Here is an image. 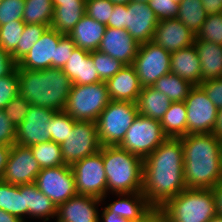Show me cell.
Listing matches in <instances>:
<instances>
[{
	"label": "cell",
	"mask_w": 222,
	"mask_h": 222,
	"mask_svg": "<svg viewBox=\"0 0 222 222\" xmlns=\"http://www.w3.org/2000/svg\"><path fill=\"white\" fill-rule=\"evenodd\" d=\"M115 196L119 198L105 207L132 222L140 221L153 208L142 192L116 193Z\"/></svg>",
	"instance_id": "obj_23"
},
{
	"label": "cell",
	"mask_w": 222,
	"mask_h": 222,
	"mask_svg": "<svg viewBox=\"0 0 222 222\" xmlns=\"http://www.w3.org/2000/svg\"><path fill=\"white\" fill-rule=\"evenodd\" d=\"M106 28V25L101 24L85 13L68 36L73 40L76 47L91 52L98 50Z\"/></svg>",
	"instance_id": "obj_24"
},
{
	"label": "cell",
	"mask_w": 222,
	"mask_h": 222,
	"mask_svg": "<svg viewBox=\"0 0 222 222\" xmlns=\"http://www.w3.org/2000/svg\"><path fill=\"white\" fill-rule=\"evenodd\" d=\"M71 168L75 177L77 195H90L104 202V199L108 196L102 147L96 154L87 156L74 163Z\"/></svg>",
	"instance_id": "obj_9"
},
{
	"label": "cell",
	"mask_w": 222,
	"mask_h": 222,
	"mask_svg": "<svg viewBox=\"0 0 222 222\" xmlns=\"http://www.w3.org/2000/svg\"><path fill=\"white\" fill-rule=\"evenodd\" d=\"M138 114L137 104L111 100L96 120L102 146H118Z\"/></svg>",
	"instance_id": "obj_7"
},
{
	"label": "cell",
	"mask_w": 222,
	"mask_h": 222,
	"mask_svg": "<svg viewBox=\"0 0 222 222\" xmlns=\"http://www.w3.org/2000/svg\"><path fill=\"white\" fill-rule=\"evenodd\" d=\"M208 17L201 0H181L177 19L182 22L193 34H197L201 25Z\"/></svg>",
	"instance_id": "obj_31"
},
{
	"label": "cell",
	"mask_w": 222,
	"mask_h": 222,
	"mask_svg": "<svg viewBox=\"0 0 222 222\" xmlns=\"http://www.w3.org/2000/svg\"><path fill=\"white\" fill-rule=\"evenodd\" d=\"M186 188L182 141L167 138L144 159L142 193L153 208H161Z\"/></svg>",
	"instance_id": "obj_1"
},
{
	"label": "cell",
	"mask_w": 222,
	"mask_h": 222,
	"mask_svg": "<svg viewBox=\"0 0 222 222\" xmlns=\"http://www.w3.org/2000/svg\"><path fill=\"white\" fill-rule=\"evenodd\" d=\"M24 201L27 207L26 218H37L47 222L57 216V206L37 188L35 183L24 184Z\"/></svg>",
	"instance_id": "obj_26"
},
{
	"label": "cell",
	"mask_w": 222,
	"mask_h": 222,
	"mask_svg": "<svg viewBox=\"0 0 222 222\" xmlns=\"http://www.w3.org/2000/svg\"><path fill=\"white\" fill-rule=\"evenodd\" d=\"M15 141L16 128L7 118L5 111L0 109V144L12 146Z\"/></svg>",
	"instance_id": "obj_48"
},
{
	"label": "cell",
	"mask_w": 222,
	"mask_h": 222,
	"mask_svg": "<svg viewBox=\"0 0 222 222\" xmlns=\"http://www.w3.org/2000/svg\"><path fill=\"white\" fill-rule=\"evenodd\" d=\"M139 45L126 29L107 27L98 51L110 55L124 65H132Z\"/></svg>",
	"instance_id": "obj_19"
},
{
	"label": "cell",
	"mask_w": 222,
	"mask_h": 222,
	"mask_svg": "<svg viewBox=\"0 0 222 222\" xmlns=\"http://www.w3.org/2000/svg\"><path fill=\"white\" fill-rule=\"evenodd\" d=\"M137 222H169V220L160 208H152L151 211Z\"/></svg>",
	"instance_id": "obj_53"
},
{
	"label": "cell",
	"mask_w": 222,
	"mask_h": 222,
	"mask_svg": "<svg viewBox=\"0 0 222 222\" xmlns=\"http://www.w3.org/2000/svg\"><path fill=\"white\" fill-rule=\"evenodd\" d=\"M90 55L98 72L99 79L103 82L117 74L124 66L119 60L98 50L91 51Z\"/></svg>",
	"instance_id": "obj_36"
},
{
	"label": "cell",
	"mask_w": 222,
	"mask_h": 222,
	"mask_svg": "<svg viewBox=\"0 0 222 222\" xmlns=\"http://www.w3.org/2000/svg\"><path fill=\"white\" fill-rule=\"evenodd\" d=\"M54 6L52 0H25L23 22L51 26Z\"/></svg>",
	"instance_id": "obj_32"
},
{
	"label": "cell",
	"mask_w": 222,
	"mask_h": 222,
	"mask_svg": "<svg viewBox=\"0 0 222 222\" xmlns=\"http://www.w3.org/2000/svg\"><path fill=\"white\" fill-rule=\"evenodd\" d=\"M96 82H101V80L99 79L98 72L89 53L85 61H83L82 85H89Z\"/></svg>",
	"instance_id": "obj_49"
},
{
	"label": "cell",
	"mask_w": 222,
	"mask_h": 222,
	"mask_svg": "<svg viewBox=\"0 0 222 222\" xmlns=\"http://www.w3.org/2000/svg\"><path fill=\"white\" fill-rule=\"evenodd\" d=\"M213 133L222 138V108L218 109L216 124Z\"/></svg>",
	"instance_id": "obj_59"
},
{
	"label": "cell",
	"mask_w": 222,
	"mask_h": 222,
	"mask_svg": "<svg viewBox=\"0 0 222 222\" xmlns=\"http://www.w3.org/2000/svg\"><path fill=\"white\" fill-rule=\"evenodd\" d=\"M133 1L142 2V3H148L149 2V0H133Z\"/></svg>",
	"instance_id": "obj_63"
},
{
	"label": "cell",
	"mask_w": 222,
	"mask_h": 222,
	"mask_svg": "<svg viewBox=\"0 0 222 222\" xmlns=\"http://www.w3.org/2000/svg\"><path fill=\"white\" fill-rule=\"evenodd\" d=\"M203 8L210 14H219L222 13V0H201Z\"/></svg>",
	"instance_id": "obj_54"
},
{
	"label": "cell",
	"mask_w": 222,
	"mask_h": 222,
	"mask_svg": "<svg viewBox=\"0 0 222 222\" xmlns=\"http://www.w3.org/2000/svg\"><path fill=\"white\" fill-rule=\"evenodd\" d=\"M187 134L213 133L218 108L200 86H194L185 99Z\"/></svg>",
	"instance_id": "obj_13"
},
{
	"label": "cell",
	"mask_w": 222,
	"mask_h": 222,
	"mask_svg": "<svg viewBox=\"0 0 222 222\" xmlns=\"http://www.w3.org/2000/svg\"><path fill=\"white\" fill-rule=\"evenodd\" d=\"M167 138L160 121L137 114L118 146L144 160Z\"/></svg>",
	"instance_id": "obj_8"
},
{
	"label": "cell",
	"mask_w": 222,
	"mask_h": 222,
	"mask_svg": "<svg viewBox=\"0 0 222 222\" xmlns=\"http://www.w3.org/2000/svg\"><path fill=\"white\" fill-rule=\"evenodd\" d=\"M40 171L41 167L34 158L31 148L15 143L11 147L1 180L17 186L35 183Z\"/></svg>",
	"instance_id": "obj_14"
},
{
	"label": "cell",
	"mask_w": 222,
	"mask_h": 222,
	"mask_svg": "<svg viewBox=\"0 0 222 222\" xmlns=\"http://www.w3.org/2000/svg\"><path fill=\"white\" fill-rule=\"evenodd\" d=\"M148 6L154 11L157 19L176 18L179 3L173 0H149Z\"/></svg>",
	"instance_id": "obj_44"
},
{
	"label": "cell",
	"mask_w": 222,
	"mask_h": 222,
	"mask_svg": "<svg viewBox=\"0 0 222 222\" xmlns=\"http://www.w3.org/2000/svg\"><path fill=\"white\" fill-rule=\"evenodd\" d=\"M171 53L153 41L139 45L138 53L132 66L142 87L153 84L164 75L170 73Z\"/></svg>",
	"instance_id": "obj_11"
},
{
	"label": "cell",
	"mask_w": 222,
	"mask_h": 222,
	"mask_svg": "<svg viewBox=\"0 0 222 222\" xmlns=\"http://www.w3.org/2000/svg\"><path fill=\"white\" fill-rule=\"evenodd\" d=\"M65 35L48 27L31 50L18 63V69L44 70L55 67V53L59 41Z\"/></svg>",
	"instance_id": "obj_16"
},
{
	"label": "cell",
	"mask_w": 222,
	"mask_h": 222,
	"mask_svg": "<svg viewBox=\"0 0 222 222\" xmlns=\"http://www.w3.org/2000/svg\"><path fill=\"white\" fill-rule=\"evenodd\" d=\"M103 210H101V214H99V216H101V218H99V222H132L130 220H127L121 216H118L115 213H112L111 211H109L106 207L102 208Z\"/></svg>",
	"instance_id": "obj_55"
},
{
	"label": "cell",
	"mask_w": 222,
	"mask_h": 222,
	"mask_svg": "<svg viewBox=\"0 0 222 222\" xmlns=\"http://www.w3.org/2000/svg\"><path fill=\"white\" fill-rule=\"evenodd\" d=\"M100 203L97 197L76 195L57 207L56 222H99Z\"/></svg>",
	"instance_id": "obj_20"
},
{
	"label": "cell",
	"mask_w": 222,
	"mask_h": 222,
	"mask_svg": "<svg viewBox=\"0 0 222 222\" xmlns=\"http://www.w3.org/2000/svg\"><path fill=\"white\" fill-rule=\"evenodd\" d=\"M0 222H24L19 217L0 209Z\"/></svg>",
	"instance_id": "obj_58"
},
{
	"label": "cell",
	"mask_w": 222,
	"mask_h": 222,
	"mask_svg": "<svg viewBox=\"0 0 222 222\" xmlns=\"http://www.w3.org/2000/svg\"><path fill=\"white\" fill-rule=\"evenodd\" d=\"M110 101L106 82L72 85L64 110L74 120L96 122Z\"/></svg>",
	"instance_id": "obj_6"
},
{
	"label": "cell",
	"mask_w": 222,
	"mask_h": 222,
	"mask_svg": "<svg viewBox=\"0 0 222 222\" xmlns=\"http://www.w3.org/2000/svg\"><path fill=\"white\" fill-rule=\"evenodd\" d=\"M10 214L19 217L22 221H25L27 216V207H25L24 201V185L12 184V201Z\"/></svg>",
	"instance_id": "obj_46"
},
{
	"label": "cell",
	"mask_w": 222,
	"mask_h": 222,
	"mask_svg": "<svg viewBox=\"0 0 222 222\" xmlns=\"http://www.w3.org/2000/svg\"><path fill=\"white\" fill-rule=\"evenodd\" d=\"M31 104L19 94L5 106L7 118L17 128L24 120Z\"/></svg>",
	"instance_id": "obj_42"
},
{
	"label": "cell",
	"mask_w": 222,
	"mask_h": 222,
	"mask_svg": "<svg viewBox=\"0 0 222 222\" xmlns=\"http://www.w3.org/2000/svg\"><path fill=\"white\" fill-rule=\"evenodd\" d=\"M195 38L222 46V13L208 15Z\"/></svg>",
	"instance_id": "obj_38"
},
{
	"label": "cell",
	"mask_w": 222,
	"mask_h": 222,
	"mask_svg": "<svg viewBox=\"0 0 222 222\" xmlns=\"http://www.w3.org/2000/svg\"><path fill=\"white\" fill-rule=\"evenodd\" d=\"M217 215L222 216V180L212 188Z\"/></svg>",
	"instance_id": "obj_57"
},
{
	"label": "cell",
	"mask_w": 222,
	"mask_h": 222,
	"mask_svg": "<svg viewBox=\"0 0 222 222\" xmlns=\"http://www.w3.org/2000/svg\"><path fill=\"white\" fill-rule=\"evenodd\" d=\"M56 111L31 105L25 120L16 128V144L32 146L51 141L49 121Z\"/></svg>",
	"instance_id": "obj_15"
},
{
	"label": "cell",
	"mask_w": 222,
	"mask_h": 222,
	"mask_svg": "<svg viewBox=\"0 0 222 222\" xmlns=\"http://www.w3.org/2000/svg\"><path fill=\"white\" fill-rule=\"evenodd\" d=\"M47 28V25L42 24H25V29L22 32L16 50L11 54L12 59L18 63L25 57Z\"/></svg>",
	"instance_id": "obj_34"
},
{
	"label": "cell",
	"mask_w": 222,
	"mask_h": 222,
	"mask_svg": "<svg viewBox=\"0 0 222 222\" xmlns=\"http://www.w3.org/2000/svg\"><path fill=\"white\" fill-rule=\"evenodd\" d=\"M60 147L64 164L68 166L96 154L102 147L96 122L76 120L73 129Z\"/></svg>",
	"instance_id": "obj_10"
},
{
	"label": "cell",
	"mask_w": 222,
	"mask_h": 222,
	"mask_svg": "<svg viewBox=\"0 0 222 222\" xmlns=\"http://www.w3.org/2000/svg\"><path fill=\"white\" fill-rule=\"evenodd\" d=\"M85 14V3H63L54 7L51 28L68 35Z\"/></svg>",
	"instance_id": "obj_28"
},
{
	"label": "cell",
	"mask_w": 222,
	"mask_h": 222,
	"mask_svg": "<svg viewBox=\"0 0 222 222\" xmlns=\"http://www.w3.org/2000/svg\"><path fill=\"white\" fill-rule=\"evenodd\" d=\"M89 53L87 50L76 47L72 52V56L62 68L73 85H82L83 61H85Z\"/></svg>",
	"instance_id": "obj_39"
},
{
	"label": "cell",
	"mask_w": 222,
	"mask_h": 222,
	"mask_svg": "<svg viewBox=\"0 0 222 222\" xmlns=\"http://www.w3.org/2000/svg\"><path fill=\"white\" fill-rule=\"evenodd\" d=\"M114 6L111 0H86L85 13L101 24L107 25Z\"/></svg>",
	"instance_id": "obj_40"
},
{
	"label": "cell",
	"mask_w": 222,
	"mask_h": 222,
	"mask_svg": "<svg viewBox=\"0 0 222 222\" xmlns=\"http://www.w3.org/2000/svg\"><path fill=\"white\" fill-rule=\"evenodd\" d=\"M180 139L187 188L215 187L222 180V138L214 133H202L187 134Z\"/></svg>",
	"instance_id": "obj_2"
},
{
	"label": "cell",
	"mask_w": 222,
	"mask_h": 222,
	"mask_svg": "<svg viewBox=\"0 0 222 222\" xmlns=\"http://www.w3.org/2000/svg\"><path fill=\"white\" fill-rule=\"evenodd\" d=\"M114 4H128L132 0H111Z\"/></svg>",
	"instance_id": "obj_61"
},
{
	"label": "cell",
	"mask_w": 222,
	"mask_h": 222,
	"mask_svg": "<svg viewBox=\"0 0 222 222\" xmlns=\"http://www.w3.org/2000/svg\"><path fill=\"white\" fill-rule=\"evenodd\" d=\"M30 148L41 169L65 165L61 147L56 142L37 143L30 146Z\"/></svg>",
	"instance_id": "obj_33"
},
{
	"label": "cell",
	"mask_w": 222,
	"mask_h": 222,
	"mask_svg": "<svg viewBox=\"0 0 222 222\" xmlns=\"http://www.w3.org/2000/svg\"><path fill=\"white\" fill-rule=\"evenodd\" d=\"M158 21L148 3L132 0L127 4L125 29L139 44L152 41Z\"/></svg>",
	"instance_id": "obj_17"
},
{
	"label": "cell",
	"mask_w": 222,
	"mask_h": 222,
	"mask_svg": "<svg viewBox=\"0 0 222 222\" xmlns=\"http://www.w3.org/2000/svg\"><path fill=\"white\" fill-rule=\"evenodd\" d=\"M110 99L136 103L142 90L139 77L132 65H124L121 70L106 81Z\"/></svg>",
	"instance_id": "obj_21"
},
{
	"label": "cell",
	"mask_w": 222,
	"mask_h": 222,
	"mask_svg": "<svg viewBox=\"0 0 222 222\" xmlns=\"http://www.w3.org/2000/svg\"><path fill=\"white\" fill-rule=\"evenodd\" d=\"M25 0H2L0 3V26L11 21H23Z\"/></svg>",
	"instance_id": "obj_43"
},
{
	"label": "cell",
	"mask_w": 222,
	"mask_h": 222,
	"mask_svg": "<svg viewBox=\"0 0 222 222\" xmlns=\"http://www.w3.org/2000/svg\"><path fill=\"white\" fill-rule=\"evenodd\" d=\"M86 0H52L53 6L57 7L63 3H85Z\"/></svg>",
	"instance_id": "obj_60"
},
{
	"label": "cell",
	"mask_w": 222,
	"mask_h": 222,
	"mask_svg": "<svg viewBox=\"0 0 222 222\" xmlns=\"http://www.w3.org/2000/svg\"><path fill=\"white\" fill-rule=\"evenodd\" d=\"M75 48L76 45L73 40L68 35H65L56 47L55 68L62 69L68 59H70V56H72V52Z\"/></svg>",
	"instance_id": "obj_45"
},
{
	"label": "cell",
	"mask_w": 222,
	"mask_h": 222,
	"mask_svg": "<svg viewBox=\"0 0 222 222\" xmlns=\"http://www.w3.org/2000/svg\"><path fill=\"white\" fill-rule=\"evenodd\" d=\"M169 222H209L216 206L212 189H184L161 208Z\"/></svg>",
	"instance_id": "obj_5"
},
{
	"label": "cell",
	"mask_w": 222,
	"mask_h": 222,
	"mask_svg": "<svg viewBox=\"0 0 222 222\" xmlns=\"http://www.w3.org/2000/svg\"><path fill=\"white\" fill-rule=\"evenodd\" d=\"M19 94L18 68L10 75L0 77V109L5 106Z\"/></svg>",
	"instance_id": "obj_41"
},
{
	"label": "cell",
	"mask_w": 222,
	"mask_h": 222,
	"mask_svg": "<svg viewBox=\"0 0 222 222\" xmlns=\"http://www.w3.org/2000/svg\"><path fill=\"white\" fill-rule=\"evenodd\" d=\"M170 73L199 86L202 82L201 64L194 44L171 53Z\"/></svg>",
	"instance_id": "obj_22"
},
{
	"label": "cell",
	"mask_w": 222,
	"mask_h": 222,
	"mask_svg": "<svg viewBox=\"0 0 222 222\" xmlns=\"http://www.w3.org/2000/svg\"><path fill=\"white\" fill-rule=\"evenodd\" d=\"M75 121L65 110L56 111L49 121L51 141L59 145L64 143Z\"/></svg>",
	"instance_id": "obj_35"
},
{
	"label": "cell",
	"mask_w": 222,
	"mask_h": 222,
	"mask_svg": "<svg viewBox=\"0 0 222 222\" xmlns=\"http://www.w3.org/2000/svg\"><path fill=\"white\" fill-rule=\"evenodd\" d=\"M11 147L10 145L0 144V179L3 176L5 166L8 162Z\"/></svg>",
	"instance_id": "obj_56"
},
{
	"label": "cell",
	"mask_w": 222,
	"mask_h": 222,
	"mask_svg": "<svg viewBox=\"0 0 222 222\" xmlns=\"http://www.w3.org/2000/svg\"><path fill=\"white\" fill-rule=\"evenodd\" d=\"M35 184L57 207L77 195L74 173L68 165L41 169Z\"/></svg>",
	"instance_id": "obj_12"
},
{
	"label": "cell",
	"mask_w": 222,
	"mask_h": 222,
	"mask_svg": "<svg viewBox=\"0 0 222 222\" xmlns=\"http://www.w3.org/2000/svg\"><path fill=\"white\" fill-rule=\"evenodd\" d=\"M199 86L218 109L222 108V78L205 80Z\"/></svg>",
	"instance_id": "obj_47"
},
{
	"label": "cell",
	"mask_w": 222,
	"mask_h": 222,
	"mask_svg": "<svg viewBox=\"0 0 222 222\" xmlns=\"http://www.w3.org/2000/svg\"><path fill=\"white\" fill-rule=\"evenodd\" d=\"M17 68V63L10 53L0 47V77L10 75Z\"/></svg>",
	"instance_id": "obj_51"
},
{
	"label": "cell",
	"mask_w": 222,
	"mask_h": 222,
	"mask_svg": "<svg viewBox=\"0 0 222 222\" xmlns=\"http://www.w3.org/2000/svg\"><path fill=\"white\" fill-rule=\"evenodd\" d=\"M194 46L201 64L202 82L222 78V46L195 38Z\"/></svg>",
	"instance_id": "obj_25"
},
{
	"label": "cell",
	"mask_w": 222,
	"mask_h": 222,
	"mask_svg": "<svg viewBox=\"0 0 222 222\" xmlns=\"http://www.w3.org/2000/svg\"><path fill=\"white\" fill-rule=\"evenodd\" d=\"M170 99L152 86L142 87L136 102L138 114L161 121L171 105Z\"/></svg>",
	"instance_id": "obj_27"
},
{
	"label": "cell",
	"mask_w": 222,
	"mask_h": 222,
	"mask_svg": "<svg viewBox=\"0 0 222 222\" xmlns=\"http://www.w3.org/2000/svg\"><path fill=\"white\" fill-rule=\"evenodd\" d=\"M152 87L165 94L171 102H182L188 97L194 85L176 74L168 73L161 76Z\"/></svg>",
	"instance_id": "obj_30"
},
{
	"label": "cell",
	"mask_w": 222,
	"mask_h": 222,
	"mask_svg": "<svg viewBox=\"0 0 222 222\" xmlns=\"http://www.w3.org/2000/svg\"><path fill=\"white\" fill-rule=\"evenodd\" d=\"M108 193L142 192L144 160L119 146H102Z\"/></svg>",
	"instance_id": "obj_4"
},
{
	"label": "cell",
	"mask_w": 222,
	"mask_h": 222,
	"mask_svg": "<svg viewBox=\"0 0 222 222\" xmlns=\"http://www.w3.org/2000/svg\"><path fill=\"white\" fill-rule=\"evenodd\" d=\"M209 222H222V216L215 215Z\"/></svg>",
	"instance_id": "obj_62"
},
{
	"label": "cell",
	"mask_w": 222,
	"mask_h": 222,
	"mask_svg": "<svg viewBox=\"0 0 222 222\" xmlns=\"http://www.w3.org/2000/svg\"><path fill=\"white\" fill-rule=\"evenodd\" d=\"M160 123L168 138H181L187 135V111L185 102H172Z\"/></svg>",
	"instance_id": "obj_29"
},
{
	"label": "cell",
	"mask_w": 222,
	"mask_h": 222,
	"mask_svg": "<svg viewBox=\"0 0 222 222\" xmlns=\"http://www.w3.org/2000/svg\"><path fill=\"white\" fill-rule=\"evenodd\" d=\"M25 29L23 21H11L0 26V47L12 54L19 43L22 32Z\"/></svg>",
	"instance_id": "obj_37"
},
{
	"label": "cell",
	"mask_w": 222,
	"mask_h": 222,
	"mask_svg": "<svg viewBox=\"0 0 222 222\" xmlns=\"http://www.w3.org/2000/svg\"><path fill=\"white\" fill-rule=\"evenodd\" d=\"M127 13V4H115L107 27L116 29H125V18Z\"/></svg>",
	"instance_id": "obj_50"
},
{
	"label": "cell",
	"mask_w": 222,
	"mask_h": 222,
	"mask_svg": "<svg viewBox=\"0 0 222 222\" xmlns=\"http://www.w3.org/2000/svg\"><path fill=\"white\" fill-rule=\"evenodd\" d=\"M19 95L31 105L61 111L65 109L72 82L62 69H18Z\"/></svg>",
	"instance_id": "obj_3"
},
{
	"label": "cell",
	"mask_w": 222,
	"mask_h": 222,
	"mask_svg": "<svg viewBox=\"0 0 222 222\" xmlns=\"http://www.w3.org/2000/svg\"><path fill=\"white\" fill-rule=\"evenodd\" d=\"M193 34L177 18H169L158 21L152 41L172 53L194 44Z\"/></svg>",
	"instance_id": "obj_18"
},
{
	"label": "cell",
	"mask_w": 222,
	"mask_h": 222,
	"mask_svg": "<svg viewBox=\"0 0 222 222\" xmlns=\"http://www.w3.org/2000/svg\"><path fill=\"white\" fill-rule=\"evenodd\" d=\"M12 201V184L0 179V209L10 214Z\"/></svg>",
	"instance_id": "obj_52"
}]
</instances>
